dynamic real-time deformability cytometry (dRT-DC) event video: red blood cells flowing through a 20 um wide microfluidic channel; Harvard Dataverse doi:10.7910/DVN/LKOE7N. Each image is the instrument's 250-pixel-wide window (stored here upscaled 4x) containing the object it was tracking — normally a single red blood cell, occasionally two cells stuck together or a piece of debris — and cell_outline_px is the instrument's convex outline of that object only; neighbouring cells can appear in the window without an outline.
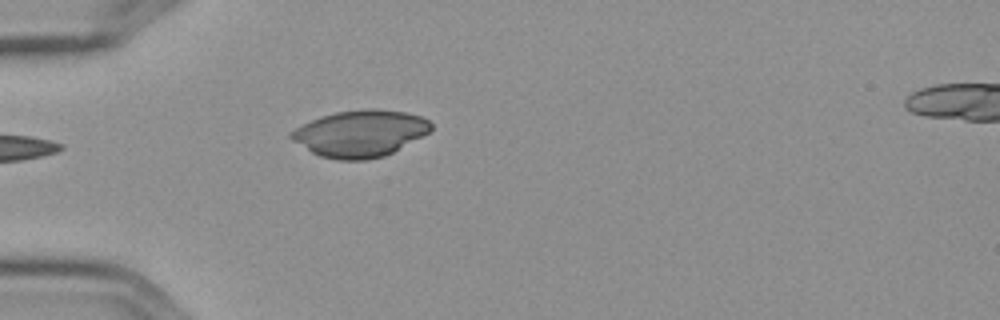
{"species": "Egyptian fruit bat (a non-hibernating species)", "species_latin": "Rousettus aegyptiacus", "temperature_condition": "cold", "stored_images_in_passage": 5, "camera_frame_rate_fps": 3000, "um_per_image_px": 0.085, "frame": {"image": 1, "passage_image": 5, "time_ms": 1.333, "image_size_px": [1000, 320], "cell_outline_px": [[432, 128], [428, 132], [392, 152], [384, 156], [368, 160], [336, 160], [320, 156], [312, 152], [292, 140], [288, 136], [288, 132], [320, 116], [336, 112], [364, 108], [376, 108], [408, 112], [420, 116], [428, 120], [432, 124]], "centroid_in_image_um": [30.6, 11.33], "position_along_channel_um": 54.4, "area_um2": 37.97}}